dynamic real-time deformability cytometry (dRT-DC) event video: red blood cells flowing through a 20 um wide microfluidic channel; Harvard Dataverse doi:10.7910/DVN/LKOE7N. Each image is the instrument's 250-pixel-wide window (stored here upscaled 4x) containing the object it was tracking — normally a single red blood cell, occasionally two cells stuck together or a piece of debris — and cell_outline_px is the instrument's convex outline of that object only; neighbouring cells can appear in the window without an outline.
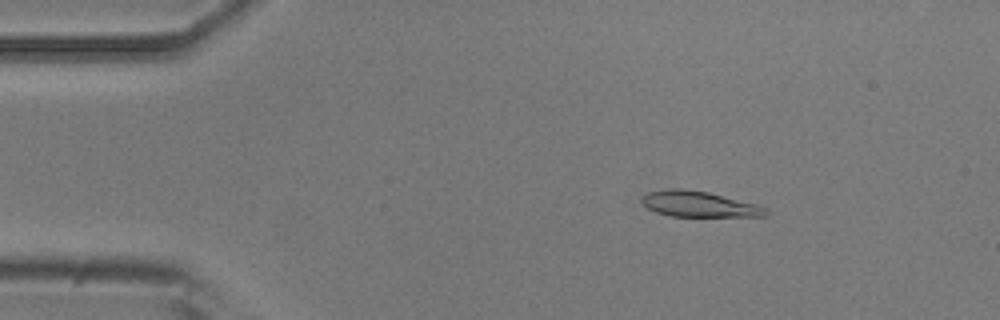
{"species": "common noctule bat (a hibernating species)", "species_latin": "Nyctalus noctula", "temperature_condition": "room temperature", "stored_images_in_passage": 52, "camera_frame_rate_fps": 3000, "um_per_image_px": 0.085, "animal": {"sex": "male", "body_mass_g": 20.5, "forearm_length_mm": 52.5}, "frame": {"image": 1, "passage_image": 8, "time_ms": 2.333, "image_size_px": [1000, 320], "cell_outline_px": [[768, 216], [672, 216], [656, 212], [648, 208], [640, 200], [640, 196], [648, 192], [672, 188], [680, 188], [708, 192], [756, 204], [768, 208]], "centroid_in_image_um": [59.4, 17.34], "position_along_channel_um": 25.6, "area_um2": 18.5}}
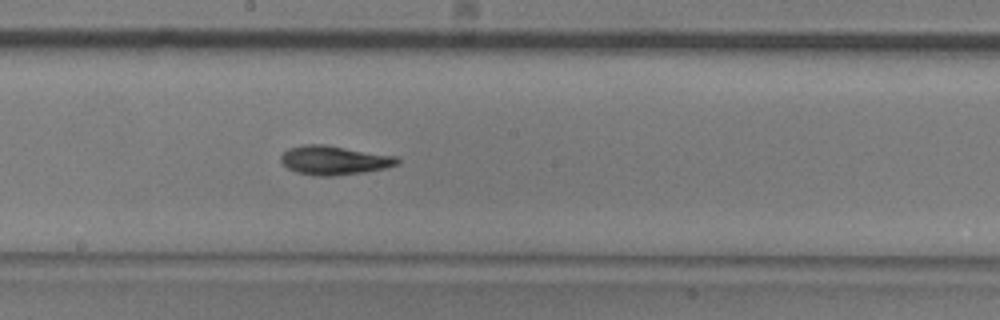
{"frame": {"image": 2, "passage_image": 28, "time_ms": 9.0, "image_size_px": [1000, 320], "cell_outline_px": [[400, 164], [384, 168], [364, 172], [332, 176], [316, 176], [296, 172], [288, 168], [280, 160], [280, 156], [288, 148], [304, 144], [324, 144], [396, 156], [400, 160]], "centroid_in_image_um": [28.4, 13.62], "position_along_channel_um": 219.8, "area_um2": 19.71}}
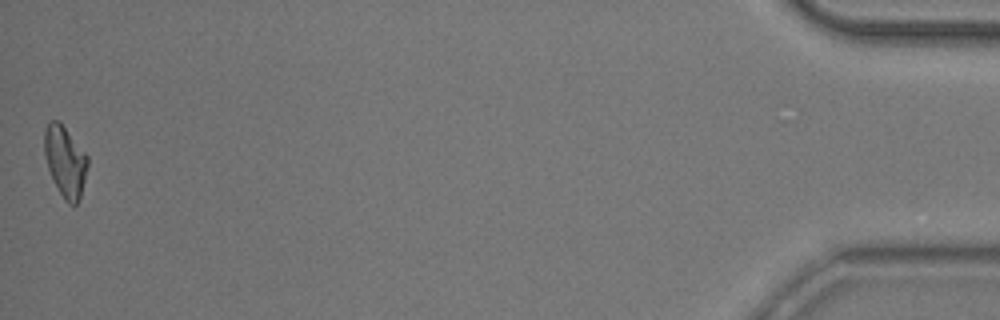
{"frame": {"image": 3, "passage_image": 52, "time_ms": 17.0, "image_size_px": [1000, 320], "cell_outline_px": [[88, 164], [80, 196], [76, 204], [72, 208], [64, 200], [48, 168], [44, 156], [44, 128], [48, 120], [60, 120], [88, 156]], "centroid_in_image_um": [5.52, 13.67], "position_along_channel_um": 429.7, "area_um2": 17.98}, "authors_computed_cell_mechanics": {"area_um2": 18.785, "velocity_mm_per_s": 3.8394, "shape_relaxation_time_tau1_ms": 5.2567, "shape_relaxation_time_tau2_ms": 4.7847, "deformation_change_tau1": 0.1563, "deformation_change_tau2": 0.1147}}